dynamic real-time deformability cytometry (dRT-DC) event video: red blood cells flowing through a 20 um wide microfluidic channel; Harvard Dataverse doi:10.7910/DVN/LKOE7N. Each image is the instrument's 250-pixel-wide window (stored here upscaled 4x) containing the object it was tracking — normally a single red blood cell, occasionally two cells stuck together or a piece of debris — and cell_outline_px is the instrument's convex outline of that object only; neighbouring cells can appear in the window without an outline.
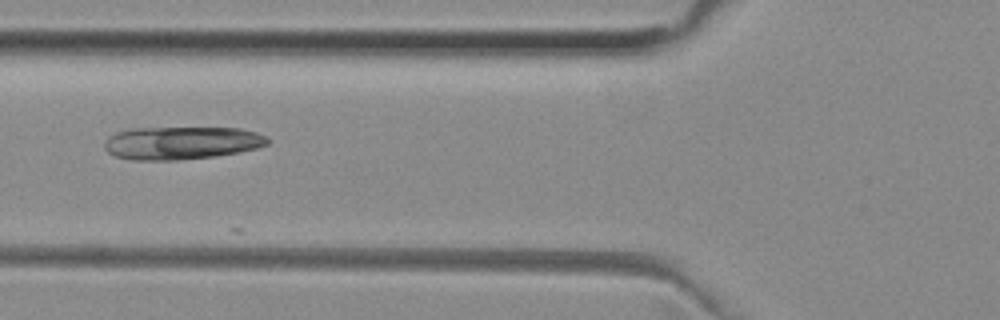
{"species": "common noctule bat (a hibernating species)", "species_latin": "Nyctalus noctula", "temperature_condition": "room temperature", "stored_images_in_passage": 8, "camera_frame_rate_fps": 3000, "um_per_image_px": 0.085, "animal": {"sex": "female", "body_mass_g": 29.2, "forearm_length_mm": 56.3}, "frame": {"image": 1, "passage_image": 5, "time_ms": 1.333, "image_size_px": [1000, 320], "cell_outline_px": [[268, 144], [256, 148], [240, 152], [216, 156], [176, 160], [132, 160], [116, 156], [108, 152], [104, 148], [104, 144], [108, 136], [116, 132], [132, 128], [240, 128], [256, 132], [268, 136]], "centroid_in_image_um": [15.43, 12.15], "position_along_channel_um": 110.4, "area_um2": 31.39}}